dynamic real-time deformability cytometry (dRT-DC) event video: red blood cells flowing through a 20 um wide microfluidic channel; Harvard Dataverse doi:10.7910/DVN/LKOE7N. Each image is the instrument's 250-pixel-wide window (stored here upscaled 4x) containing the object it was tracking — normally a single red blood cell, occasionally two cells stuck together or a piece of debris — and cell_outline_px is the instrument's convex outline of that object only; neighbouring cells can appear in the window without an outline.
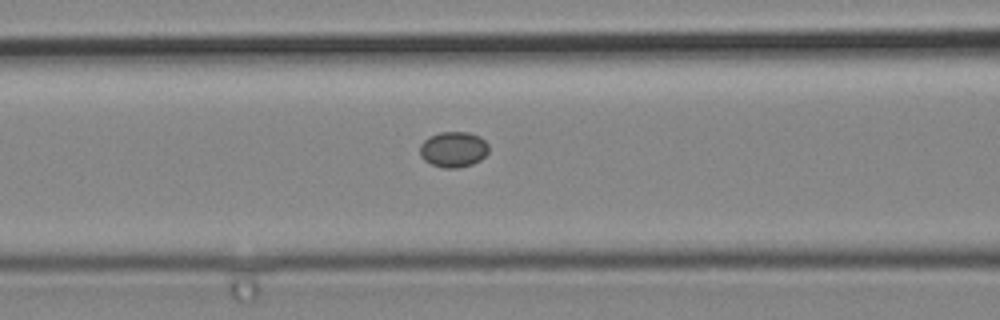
{"species": "common noctule bat (a hibernating species)", "species_latin": "Nyctalus noctula", "temperature_condition": "cold", "stored_images_in_passage": 4, "segment_of_instrument_passage": [2, 2], "camera_frame_rate_fps": 3000, "um_per_image_px": 0.085, "animal": {"sex": "male", "body_mass_g": 19.2, "forearm_length_mm": 51.8}, "frame": {"image": 1, "passage_image": 4, "time_ms": 1.0, "image_size_px": [1000, 320], "cell_outline_px": [[488, 152], [480, 160], [472, 164], [456, 168], [444, 168], [432, 164], [424, 160], [420, 156], [420, 144], [428, 136], [440, 132], [468, 132], [480, 136], [488, 144]], "centroid_in_image_um": [38.53, 12.69], "position_along_channel_um": 128.1, "area_um2": 14.33}}